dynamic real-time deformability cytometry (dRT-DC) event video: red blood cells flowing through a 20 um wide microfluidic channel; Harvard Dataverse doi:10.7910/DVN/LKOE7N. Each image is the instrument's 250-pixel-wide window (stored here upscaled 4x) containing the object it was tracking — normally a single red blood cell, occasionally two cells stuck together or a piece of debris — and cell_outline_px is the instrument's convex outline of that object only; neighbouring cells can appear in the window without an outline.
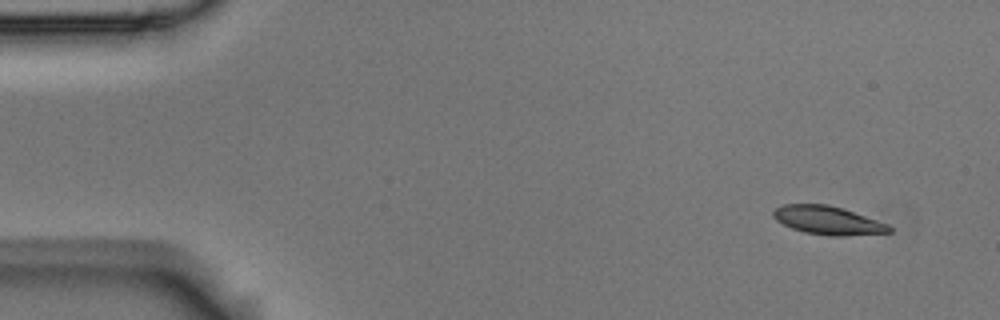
{"species": "Egyptian fruit bat (a non-hibernating species)", "species_latin": "Rousettus aegyptiacus", "temperature_condition": "room temperature", "stored_images_in_passage": 5, "camera_frame_rate_fps": 3000, "um_per_image_px": 0.085, "animal": {"sex": "male"}, "frame": {"image": 1, "passage_image": 1, "time_ms": 0.0, "image_size_px": [1000, 320], "cell_outline_px": [[892, 232], [844, 236], [828, 236], [804, 232], [792, 228], [776, 220], [772, 216], [772, 212], [776, 208], [784, 204], [828, 204], [844, 208], [888, 224], [892, 228]], "centroid_in_image_um": [70.38, 18.73], "position_along_channel_um": 14.6, "area_um2": 19.31}}
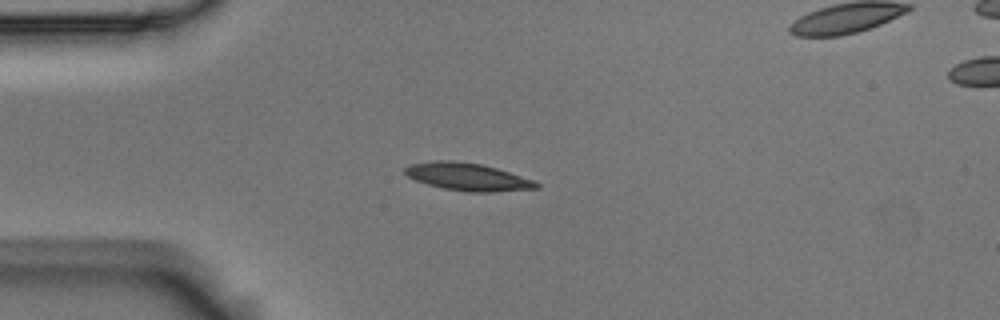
{"frame": {"image": 2, "passage_image": 4, "time_ms": 1.0, "image_size_px": [1000, 320], "cell_outline_px": [[540, 188], [492, 192], [468, 192], [444, 188], [428, 184], [416, 180], [408, 176], [404, 172], [404, 168], [408, 164], [432, 160], [452, 160], [480, 164], [496, 168], [532, 180], [540, 184]], "centroid_in_image_um": [39.71, 15.02], "position_along_channel_um": 45.3, "area_um2": 20.98}}